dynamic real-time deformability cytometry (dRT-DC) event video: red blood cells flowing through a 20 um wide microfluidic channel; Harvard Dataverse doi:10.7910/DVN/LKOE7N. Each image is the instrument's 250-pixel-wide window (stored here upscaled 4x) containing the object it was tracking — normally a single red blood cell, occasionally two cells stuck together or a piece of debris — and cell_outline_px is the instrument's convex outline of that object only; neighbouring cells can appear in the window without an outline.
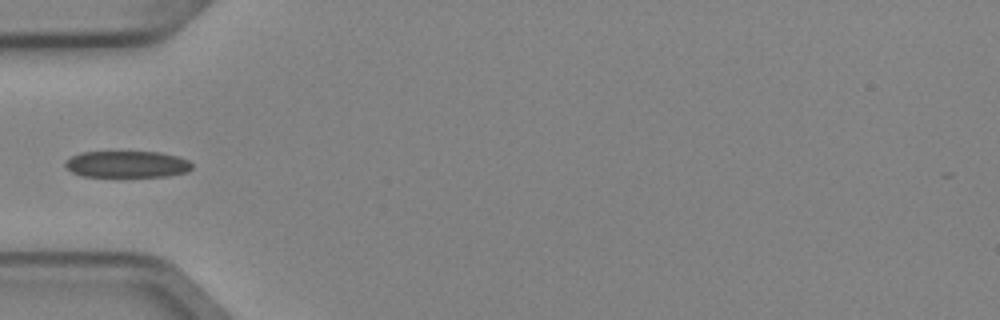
{"species": "Egyptian fruit bat (a non-hibernating species)", "species_latin": "Rousettus aegyptiacus", "temperature_condition": "cold", "stored_images_in_passage": 4, "camera_frame_rate_fps": 3000, "um_per_image_px": 0.085, "animal": {"sex": "female"}, "frame": {"image": 1, "passage_image": 4, "time_ms": 1.0, "image_size_px": [1000, 320], "cell_outline_px": [[192, 168], [188, 172], [168, 176], [80, 176], [72, 172], [64, 164], [64, 160], [80, 152], [160, 152], [180, 156], [188, 160], [192, 164]], "centroid_in_image_um": [10.81, 13.95], "position_along_channel_um": 74.2, "area_um2": 19.77}}